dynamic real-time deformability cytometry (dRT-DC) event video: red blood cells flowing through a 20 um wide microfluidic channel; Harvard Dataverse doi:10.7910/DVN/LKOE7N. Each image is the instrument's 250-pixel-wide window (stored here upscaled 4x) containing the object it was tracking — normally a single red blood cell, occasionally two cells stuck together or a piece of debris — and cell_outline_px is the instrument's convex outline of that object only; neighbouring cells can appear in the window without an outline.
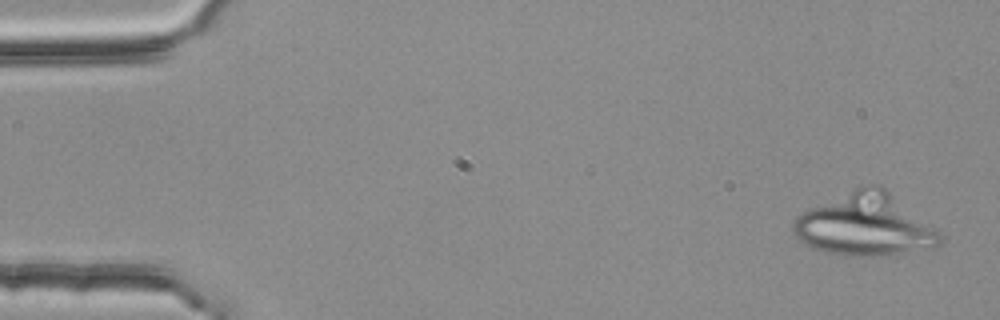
{"species": "common noctule bat (a hibernating species)", "species_latin": "Nyctalus noctula", "temperature_condition": "room temperature", "stored_images_in_passage": 4, "camera_frame_rate_fps": 3000, "um_per_image_px": 0.085, "animal": {"sex": "female", "body_mass_g": 25.1}, "frame": {"image": 1, "passage_image": 1, "time_ms": 0.0, "image_size_px": [1000, 320], "cell_outline_px": [[944, 240], [940, 244], [884, 256], [848, 256], [824, 252], [804, 244], [792, 232], [792, 224], [796, 216], [812, 208], [856, 188], [876, 184], [880, 184], [940, 232]], "centroid_in_image_um": [73.51, 19.13], "position_along_channel_um": 11.5, "area_um2": 52.25}}